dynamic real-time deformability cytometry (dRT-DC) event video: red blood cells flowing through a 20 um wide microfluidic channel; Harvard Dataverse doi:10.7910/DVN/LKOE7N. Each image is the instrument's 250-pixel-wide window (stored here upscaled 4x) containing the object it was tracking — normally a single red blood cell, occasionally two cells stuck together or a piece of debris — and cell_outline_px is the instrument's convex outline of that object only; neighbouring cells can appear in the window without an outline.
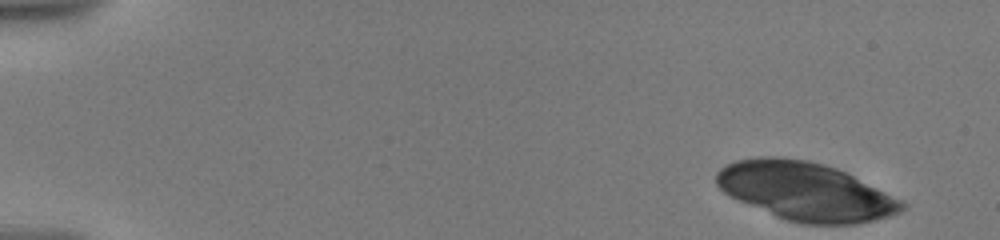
{"species": "human", "species_latin": "Homo sapiens", "temperature_condition": "warm", "stored_images_in_passage": 8, "camera_frame_rate_fps": 3000, "um_per_image_px": 0.085, "donor": {"sex": "male"}, "frame": {"image": 1, "passage_image": 1, "time_ms": 0.0, "image_size_px": [1000, 240], "cell_outline_px": [[908, 208], [900, 212], [888, 216], [856, 224], [800, 224], [784, 220], [740, 200], [724, 192], [716, 184], [716, 172], [720, 168], [736, 160], [760, 156], [776, 156], [808, 160], [824, 164], [836, 168], [904, 200], [908, 204]], "centroid_in_image_um": [68.5, 16.26], "position_along_channel_um": 16.5, "area_um2": 62.94}}